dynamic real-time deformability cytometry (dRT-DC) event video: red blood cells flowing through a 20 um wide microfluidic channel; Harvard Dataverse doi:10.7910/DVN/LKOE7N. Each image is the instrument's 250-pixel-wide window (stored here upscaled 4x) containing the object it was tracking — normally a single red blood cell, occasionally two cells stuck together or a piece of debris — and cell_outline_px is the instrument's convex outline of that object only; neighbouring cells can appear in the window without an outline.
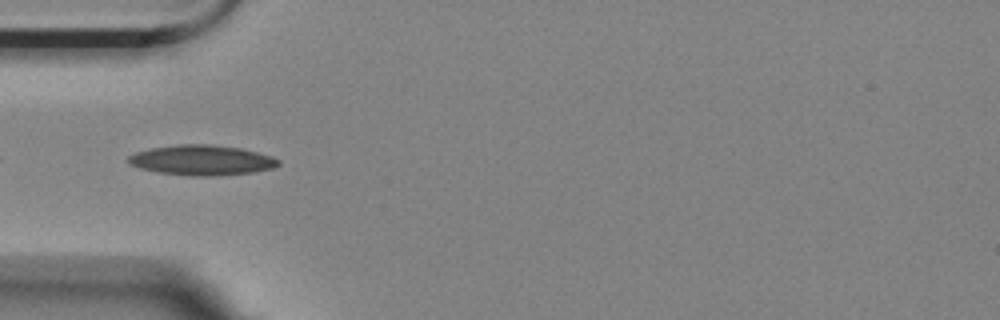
{"species": "Egyptian fruit bat (a non-hibernating species)", "species_latin": "Rousettus aegyptiacus", "temperature_condition": "room temperature", "stored_images_in_passage": 5, "camera_frame_rate_fps": 3000, "um_per_image_px": 0.085, "animal": {"sex": "female"}, "frame": {"image": 1, "passage_image": 4, "time_ms": 1.0, "image_size_px": [1000, 320], "cell_outline_px": [[280, 164], [272, 168], [252, 172], [216, 176], [192, 176], [156, 172], [140, 168], [128, 164], [124, 160], [128, 156], [136, 152], [152, 148], [180, 144], [212, 144], [240, 148], [272, 156], [280, 160]], "centroid_in_image_um": [17.11, 13.62], "position_along_channel_um": 67.9, "area_um2": 26.47}}
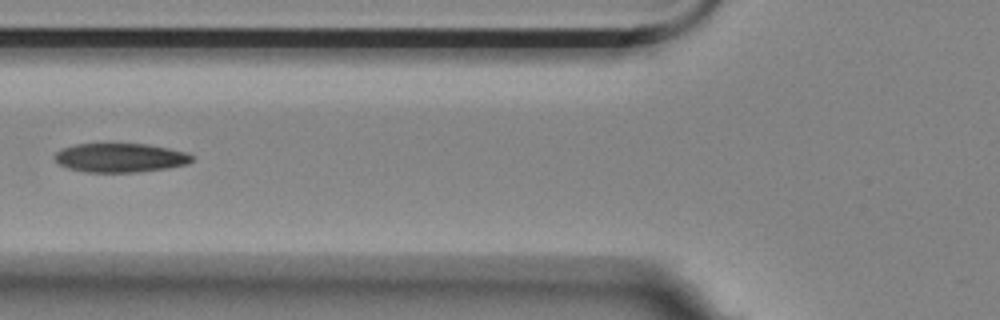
{"frame": {"image": 2, "passage_image": 5, "time_ms": 1.333, "image_size_px": [1000, 320], "cell_outline_px": [[192, 160], [184, 164], [164, 168], [136, 172], [84, 172], [68, 168], [60, 164], [52, 156], [60, 148], [76, 144], [148, 144], [188, 152], [192, 156]], "centroid_in_image_um": [10.16, 13.4], "position_along_channel_um": 115.6, "area_um2": 23.06}}